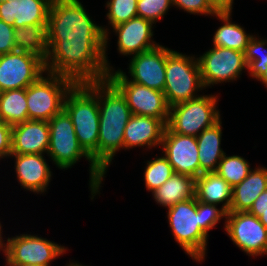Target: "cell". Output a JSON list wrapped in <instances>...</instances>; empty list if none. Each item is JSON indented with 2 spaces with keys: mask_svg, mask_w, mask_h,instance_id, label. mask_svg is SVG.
<instances>
[{
  "mask_svg": "<svg viewBox=\"0 0 267 266\" xmlns=\"http://www.w3.org/2000/svg\"><path fill=\"white\" fill-rule=\"evenodd\" d=\"M108 30L90 19L79 0H53L47 21L46 72L75 83L108 78Z\"/></svg>",
  "mask_w": 267,
  "mask_h": 266,
  "instance_id": "1",
  "label": "cell"
},
{
  "mask_svg": "<svg viewBox=\"0 0 267 266\" xmlns=\"http://www.w3.org/2000/svg\"><path fill=\"white\" fill-rule=\"evenodd\" d=\"M98 106L97 166L106 173L115 153L124 148V130L132 113L126 97L108 78L98 81Z\"/></svg>",
  "mask_w": 267,
  "mask_h": 266,
  "instance_id": "2",
  "label": "cell"
},
{
  "mask_svg": "<svg viewBox=\"0 0 267 266\" xmlns=\"http://www.w3.org/2000/svg\"><path fill=\"white\" fill-rule=\"evenodd\" d=\"M64 110L71 118L80 146L97 165L100 118L98 81L75 83L66 95Z\"/></svg>",
  "mask_w": 267,
  "mask_h": 266,
  "instance_id": "3",
  "label": "cell"
},
{
  "mask_svg": "<svg viewBox=\"0 0 267 266\" xmlns=\"http://www.w3.org/2000/svg\"><path fill=\"white\" fill-rule=\"evenodd\" d=\"M50 141L48 156L58 168H71L81 157L89 160L90 164V188L92 199L99 192L105 173L92 161L91 157L80 146L74 125L68 113L63 109L49 121Z\"/></svg>",
  "mask_w": 267,
  "mask_h": 266,
  "instance_id": "4",
  "label": "cell"
},
{
  "mask_svg": "<svg viewBox=\"0 0 267 266\" xmlns=\"http://www.w3.org/2000/svg\"><path fill=\"white\" fill-rule=\"evenodd\" d=\"M169 226L179 246L197 262L204 260L207 235L200 229L196 198H189L168 208Z\"/></svg>",
  "mask_w": 267,
  "mask_h": 266,
  "instance_id": "5",
  "label": "cell"
},
{
  "mask_svg": "<svg viewBox=\"0 0 267 266\" xmlns=\"http://www.w3.org/2000/svg\"><path fill=\"white\" fill-rule=\"evenodd\" d=\"M203 88L198 59L172 51L167 56L164 86L169 106L200 97L195 92Z\"/></svg>",
  "mask_w": 267,
  "mask_h": 266,
  "instance_id": "6",
  "label": "cell"
},
{
  "mask_svg": "<svg viewBox=\"0 0 267 266\" xmlns=\"http://www.w3.org/2000/svg\"><path fill=\"white\" fill-rule=\"evenodd\" d=\"M26 87L29 120L49 121L64 109L68 91L75 84L71 79L47 72Z\"/></svg>",
  "mask_w": 267,
  "mask_h": 266,
  "instance_id": "7",
  "label": "cell"
},
{
  "mask_svg": "<svg viewBox=\"0 0 267 266\" xmlns=\"http://www.w3.org/2000/svg\"><path fill=\"white\" fill-rule=\"evenodd\" d=\"M217 98L215 95H201L171 106L166 127L177 134L197 137L221 119L216 109Z\"/></svg>",
  "mask_w": 267,
  "mask_h": 266,
  "instance_id": "8",
  "label": "cell"
},
{
  "mask_svg": "<svg viewBox=\"0 0 267 266\" xmlns=\"http://www.w3.org/2000/svg\"><path fill=\"white\" fill-rule=\"evenodd\" d=\"M108 79L126 97L132 114L152 116L167 125L170 106L164 92L130 81L122 70L114 72L112 69L108 73Z\"/></svg>",
  "mask_w": 267,
  "mask_h": 266,
  "instance_id": "9",
  "label": "cell"
},
{
  "mask_svg": "<svg viewBox=\"0 0 267 266\" xmlns=\"http://www.w3.org/2000/svg\"><path fill=\"white\" fill-rule=\"evenodd\" d=\"M6 265L34 264L49 266L53 259L66 252L64 246L31 234L7 239L3 244Z\"/></svg>",
  "mask_w": 267,
  "mask_h": 266,
  "instance_id": "10",
  "label": "cell"
},
{
  "mask_svg": "<svg viewBox=\"0 0 267 266\" xmlns=\"http://www.w3.org/2000/svg\"><path fill=\"white\" fill-rule=\"evenodd\" d=\"M44 72L45 61L33 53L13 51L0 55V92L26 88Z\"/></svg>",
  "mask_w": 267,
  "mask_h": 266,
  "instance_id": "11",
  "label": "cell"
},
{
  "mask_svg": "<svg viewBox=\"0 0 267 266\" xmlns=\"http://www.w3.org/2000/svg\"><path fill=\"white\" fill-rule=\"evenodd\" d=\"M197 59L204 88L235 80L247 70L244 52L234 49L213 47Z\"/></svg>",
  "mask_w": 267,
  "mask_h": 266,
  "instance_id": "12",
  "label": "cell"
},
{
  "mask_svg": "<svg viewBox=\"0 0 267 266\" xmlns=\"http://www.w3.org/2000/svg\"><path fill=\"white\" fill-rule=\"evenodd\" d=\"M225 231L248 256L267 255V228L255 215L249 212H228Z\"/></svg>",
  "mask_w": 267,
  "mask_h": 266,
  "instance_id": "13",
  "label": "cell"
},
{
  "mask_svg": "<svg viewBox=\"0 0 267 266\" xmlns=\"http://www.w3.org/2000/svg\"><path fill=\"white\" fill-rule=\"evenodd\" d=\"M161 146L175 173L195 179L200 176L196 136L177 134L166 127Z\"/></svg>",
  "mask_w": 267,
  "mask_h": 266,
  "instance_id": "14",
  "label": "cell"
},
{
  "mask_svg": "<svg viewBox=\"0 0 267 266\" xmlns=\"http://www.w3.org/2000/svg\"><path fill=\"white\" fill-rule=\"evenodd\" d=\"M162 45L133 55L129 72L134 83L164 92L167 56L172 52Z\"/></svg>",
  "mask_w": 267,
  "mask_h": 266,
  "instance_id": "15",
  "label": "cell"
},
{
  "mask_svg": "<svg viewBox=\"0 0 267 266\" xmlns=\"http://www.w3.org/2000/svg\"><path fill=\"white\" fill-rule=\"evenodd\" d=\"M53 0H8L0 3V20L14 28L47 24Z\"/></svg>",
  "mask_w": 267,
  "mask_h": 266,
  "instance_id": "16",
  "label": "cell"
},
{
  "mask_svg": "<svg viewBox=\"0 0 267 266\" xmlns=\"http://www.w3.org/2000/svg\"><path fill=\"white\" fill-rule=\"evenodd\" d=\"M154 23L142 17H134L115 27L113 32L118 35V51L126 55H136L158 46L153 37Z\"/></svg>",
  "mask_w": 267,
  "mask_h": 266,
  "instance_id": "17",
  "label": "cell"
},
{
  "mask_svg": "<svg viewBox=\"0 0 267 266\" xmlns=\"http://www.w3.org/2000/svg\"><path fill=\"white\" fill-rule=\"evenodd\" d=\"M11 154H43L48 152L49 123L45 120H27L12 126Z\"/></svg>",
  "mask_w": 267,
  "mask_h": 266,
  "instance_id": "18",
  "label": "cell"
},
{
  "mask_svg": "<svg viewBox=\"0 0 267 266\" xmlns=\"http://www.w3.org/2000/svg\"><path fill=\"white\" fill-rule=\"evenodd\" d=\"M15 157V172L20 185L29 191L43 193L52 177L42 154H10Z\"/></svg>",
  "mask_w": 267,
  "mask_h": 266,
  "instance_id": "19",
  "label": "cell"
},
{
  "mask_svg": "<svg viewBox=\"0 0 267 266\" xmlns=\"http://www.w3.org/2000/svg\"><path fill=\"white\" fill-rule=\"evenodd\" d=\"M165 129L158 118L132 114L124 130V148L161 146Z\"/></svg>",
  "mask_w": 267,
  "mask_h": 266,
  "instance_id": "20",
  "label": "cell"
},
{
  "mask_svg": "<svg viewBox=\"0 0 267 266\" xmlns=\"http://www.w3.org/2000/svg\"><path fill=\"white\" fill-rule=\"evenodd\" d=\"M267 189V168L257 167L233 187L230 211L249 212L254 201Z\"/></svg>",
  "mask_w": 267,
  "mask_h": 266,
  "instance_id": "21",
  "label": "cell"
},
{
  "mask_svg": "<svg viewBox=\"0 0 267 266\" xmlns=\"http://www.w3.org/2000/svg\"><path fill=\"white\" fill-rule=\"evenodd\" d=\"M221 119L213 126L203 130L197 137L198 159L200 162V175L216 172L219 162L226 154L221 149L222 138Z\"/></svg>",
  "mask_w": 267,
  "mask_h": 266,
  "instance_id": "22",
  "label": "cell"
},
{
  "mask_svg": "<svg viewBox=\"0 0 267 266\" xmlns=\"http://www.w3.org/2000/svg\"><path fill=\"white\" fill-rule=\"evenodd\" d=\"M233 187L216 172L203 173L196 178L195 198L208 204L218 205L230 212Z\"/></svg>",
  "mask_w": 267,
  "mask_h": 266,
  "instance_id": "23",
  "label": "cell"
},
{
  "mask_svg": "<svg viewBox=\"0 0 267 266\" xmlns=\"http://www.w3.org/2000/svg\"><path fill=\"white\" fill-rule=\"evenodd\" d=\"M195 182L194 177L174 173L158 189L152 192L153 198L161 206L169 208L178 202L194 198Z\"/></svg>",
  "mask_w": 267,
  "mask_h": 266,
  "instance_id": "24",
  "label": "cell"
},
{
  "mask_svg": "<svg viewBox=\"0 0 267 266\" xmlns=\"http://www.w3.org/2000/svg\"><path fill=\"white\" fill-rule=\"evenodd\" d=\"M231 13L217 12L215 14L223 22V25L217 29L213 36V46L244 52L253 35L247 34L242 26L231 23Z\"/></svg>",
  "mask_w": 267,
  "mask_h": 266,
  "instance_id": "25",
  "label": "cell"
},
{
  "mask_svg": "<svg viewBox=\"0 0 267 266\" xmlns=\"http://www.w3.org/2000/svg\"><path fill=\"white\" fill-rule=\"evenodd\" d=\"M16 51L33 53L46 60L48 53L47 24H35L14 29Z\"/></svg>",
  "mask_w": 267,
  "mask_h": 266,
  "instance_id": "26",
  "label": "cell"
},
{
  "mask_svg": "<svg viewBox=\"0 0 267 266\" xmlns=\"http://www.w3.org/2000/svg\"><path fill=\"white\" fill-rule=\"evenodd\" d=\"M27 120L26 88L0 92V121L13 126Z\"/></svg>",
  "mask_w": 267,
  "mask_h": 266,
  "instance_id": "27",
  "label": "cell"
},
{
  "mask_svg": "<svg viewBox=\"0 0 267 266\" xmlns=\"http://www.w3.org/2000/svg\"><path fill=\"white\" fill-rule=\"evenodd\" d=\"M266 45L267 40H259V38H257L256 36H253L244 51L247 70L250 76L256 78V80H258L266 72L267 69ZM262 49L263 54H261Z\"/></svg>",
  "mask_w": 267,
  "mask_h": 266,
  "instance_id": "28",
  "label": "cell"
},
{
  "mask_svg": "<svg viewBox=\"0 0 267 266\" xmlns=\"http://www.w3.org/2000/svg\"><path fill=\"white\" fill-rule=\"evenodd\" d=\"M250 170V164L243 157L224 155L219 162L216 173L232 187H235L248 176Z\"/></svg>",
  "mask_w": 267,
  "mask_h": 266,
  "instance_id": "29",
  "label": "cell"
},
{
  "mask_svg": "<svg viewBox=\"0 0 267 266\" xmlns=\"http://www.w3.org/2000/svg\"><path fill=\"white\" fill-rule=\"evenodd\" d=\"M174 173L172 165L165 156L147 161L144 172V180L147 190L154 192Z\"/></svg>",
  "mask_w": 267,
  "mask_h": 266,
  "instance_id": "30",
  "label": "cell"
},
{
  "mask_svg": "<svg viewBox=\"0 0 267 266\" xmlns=\"http://www.w3.org/2000/svg\"><path fill=\"white\" fill-rule=\"evenodd\" d=\"M138 0H109L106 3L108 8L107 18L112 27L127 22L131 18L137 17Z\"/></svg>",
  "mask_w": 267,
  "mask_h": 266,
  "instance_id": "31",
  "label": "cell"
},
{
  "mask_svg": "<svg viewBox=\"0 0 267 266\" xmlns=\"http://www.w3.org/2000/svg\"><path fill=\"white\" fill-rule=\"evenodd\" d=\"M172 5L171 0H138L137 14L153 23L161 19ZM156 21V22H155Z\"/></svg>",
  "mask_w": 267,
  "mask_h": 266,
  "instance_id": "32",
  "label": "cell"
},
{
  "mask_svg": "<svg viewBox=\"0 0 267 266\" xmlns=\"http://www.w3.org/2000/svg\"><path fill=\"white\" fill-rule=\"evenodd\" d=\"M217 205L197 201V213L200 215V229L208 236L210 229L214 228L221 218H226L227 212Z\"/></svg>",
  "mask_w": 267,
  "mask_h": 266,
  "instance_id": "33",
  "label": "cell"
},
{
  "mask_svg": "<svg viewBox=\"0 0 267 266\" xmlns=\"http://www.w3.org/2000/svg\"><path fill=\"white\" fill-rule=\"evenodd\" d=\"M172 5L184 9L187 13L215 16L217 13L206 0H171Z\"/></svg>",
  "mask_w": 267,
  "mask_h": 266,
  "instance_id": "34",
  "label": "cell"
},
{
  "mask_svg": "<svg viewBox=\"0 0 267 266\" xmlns=\"http://www.w3.org/2000/svg\"><path fill=\"white\" fill-rule=\"evenodd\" d=\"M14 27L0 20V55L16 51Z\"/></svg>",
  "mask_w": 267,
  "mask_h": 266,
  "instance_id": "35",
  "label": "cell"
},
{
  "mask_svg": "<svg viewBox=\"0 0 267 266\" xmlns=\"http://www.w3.org/2000/svg\"><path fill=\"white\" fill-rule=\"evenodd\" d=\"M12 126L0 121V158L9 157L12 151Z\"/></svg>",
  "mask_w": 267,
  "mask_h": 266,
  "instance_id": "36",
  "label": "cell"
},
{
  "mask_svg": "<svg viewBox=\"0 0 267 266\" xmlns=\"http://www.w3.org/2000/svg\"><path fill=\"white\" fill-rule=\"evenodd\" d=\"M249 213L258 217L260 222L267 228V189L254 201Z\"/></svg>",
  "mask_w": 267,
  "mask_h": 266,
  "instance_id": "37",
  "label": "cell"
},
{
  "mask_svg": "<svg viewBox=\"0 0 267 266\" xmlns=\"http://www.w3.org/2000/svg\"><path fill=\"white\" fill-rule=\"evenodd\" d=\"M216 12H232L234 0H206Z\"/></svg>",
  "mask_w": 267,
  "mask_h": 266,
  "instance_id": "38",
  "label": "cell"
},
{
  "mask_svg": "<svg viewBox=\"0 0 267 266\" xmlns=\"http://www.w3.org/2000/svg\"><path fill=\"white\" fill-rule=\"evenodd\" d=\"M258 81H261L262 84H264L267 88V69L266 72L258 79Z\"/></svg>",
  "mask_w": 267,
  "mask_h": 266,
  "instance_id": "39",
  "label": "cell"
},
{
  "mask_svg": "<svg viewBox=\"0 0 267 266\" xmlns=\"http://www.w3.org/2000/svg\"><path fill=\"white\" fill-rule=\"evenodd\" d=\"M1 233H2V232H1V223H0V249L3 250V244H4L3 242H4L5 240L1 239V238H2Z\"/></svg>",
  "mask_w": 267,
  "mask_h": 266,
  "instance_id": "40",
  "label": "cell"
},
{
  "mask_svg": "<svg viewBox=\"0 0 267 266\" xmlns=\"http://www.w3.org/2000/svg\"><path fill=\"white\" fill-rule=\"evenodd\" d=\"M8 266H38L34 264H25V265H8Z\"/></svg>",
  "mask_w": 267,
  "mask_h": 266,
  "instance_id": "41",
  "label": "cell"
},
{
  "mask_svg": "<svg viewBox=\"0 0 267 266\" xmlns=\"http://www.w3.org/2000/svg\"><path fill=\"white\" fill-rule=\"evenodd\" d=\"M67 266H82V265H79V264H77V263H70V264L67 265Z\"/></svg>",
  "mask_w": 267,
  "mask_h": 266,
  "instance_id": "42",
  "label": "cell"
}]
</instances>
